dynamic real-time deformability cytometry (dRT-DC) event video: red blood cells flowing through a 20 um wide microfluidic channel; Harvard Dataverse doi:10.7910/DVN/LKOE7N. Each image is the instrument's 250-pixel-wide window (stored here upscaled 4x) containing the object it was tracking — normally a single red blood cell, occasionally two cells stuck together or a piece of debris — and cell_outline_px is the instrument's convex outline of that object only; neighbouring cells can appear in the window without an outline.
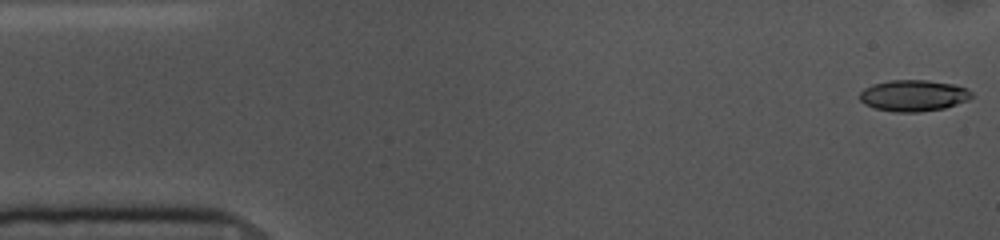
{"species": "common noctule bat (a hibernating species)", "species_latin": "Nyctalus noctula", "temperature_condition": "cold", "stored_images_in_passage": 54, "camera_frame_rate_fps": 3000, "um_per_image_px": 0.085, "animal": {"sex": "female", "body_mass_g": 10.0, "forearm_length_mm": 53.1}, "frame": {"image": 1, "passage_image": 1, "time_ms": 0.0, "image_size_px": [1000, 240], "cell_outline_px": [[972, 96], [968, 100], [944, 108], [920, 112], [896, 112], [876, 108], [864, 104], [860, 100], [860, 92], [864, 88], [872, 84], [888, 80], [928, 80], [952, 84], [964, 88], [972, 92]], "centroid_in_image_um": [77.62, 8.12], "position_along_channel_um": 7.4, "area_um2": 20.35}}
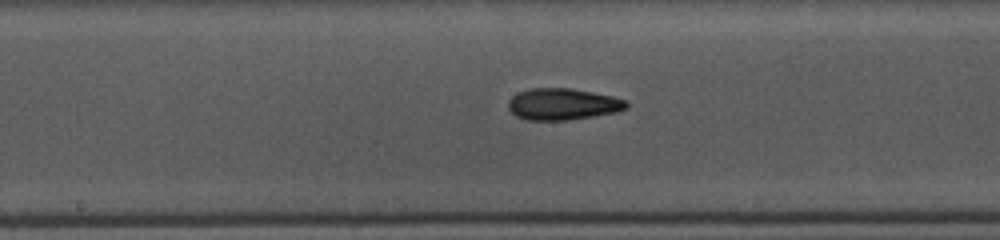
{"frame": {"image": 2, "passage_image": 26, "time_ms": 8.333, "image_size_px": [1000, 240], "cell_outline_px": [[628, 108], [616, 112], [568, 120], [528, 120], [516, 116], [508, 108], [508, 100], [512, 96], [520, 92], [532, 88], [568, 88], [592, 92], [612, 96], [628, 100]], "centroid_in_image_um": [47.84, 8.85], "position_along_channel_um": 200.4, "area_um2": 21.68}}
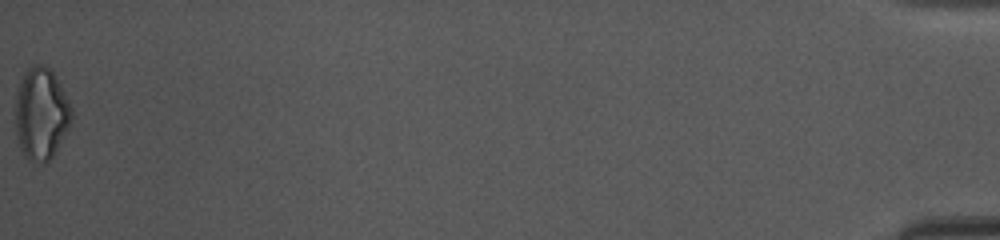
{"frame": {"image": 3, "passage_image": 54, "time_ms": 17.667, "image_size_px": [1000, 240], "cell_outline_px": [[72, 124], [52, 156], [44, 164], [32, 164], [24, 156], [20, 148], [16, 136], [16, 96], [20, 80], [24, 72], [32, 64], [40, 64], [52, 68], [72, 108]], "centroid_in_image_um": [3.5, 9.68], "position_along_channel_um": 431.7, "area_um2": 30.63}, "authors_computed_cell_mechanics": {"area_um2": 21.097, "velocity_mm_per_s": 3.6392, "shape_relaxation_time_tau1_ms": 10.4254, "shape_relaxation_time_tau2_ms": 4.8901, "deformation_change_tau1": 0.2164, "deformation_change_tau2": 0.129}}